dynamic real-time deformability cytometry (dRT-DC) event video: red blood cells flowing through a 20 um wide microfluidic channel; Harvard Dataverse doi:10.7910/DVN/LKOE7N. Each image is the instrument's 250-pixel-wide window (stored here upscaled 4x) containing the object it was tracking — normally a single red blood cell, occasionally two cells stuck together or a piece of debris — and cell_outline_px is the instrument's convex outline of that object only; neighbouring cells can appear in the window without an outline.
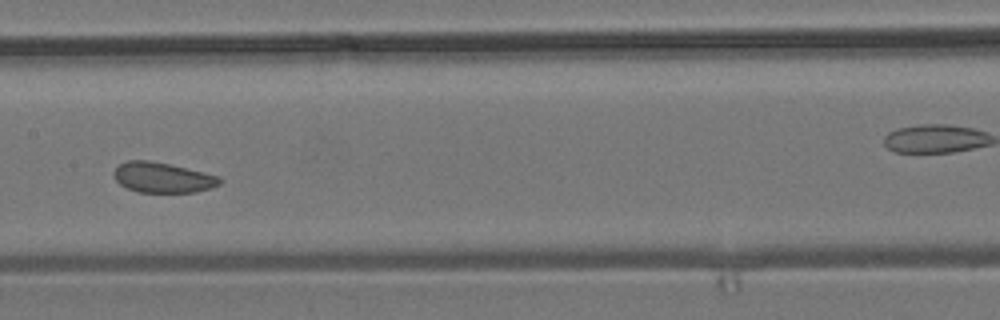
{"species": "common noctule bat (a hibernating species)", "species_latin": "Nyctalus noctula", "temperature_condition": "room temperature", "stored_images_in_passage": 9, "camera_frame_rate_fps": 3000, "um_per_image_px": 0.085, "animal": {"sex": "male", "body_mass_g": 19.2, "forearm_length_mm": 51.8}, "frame": {"image": 1, "passage_image": 6, "time_ms": 1.667, "image_size_px": [1000, 320], "cell_outline_px": [[224, 180], [220, 184], [212, 188], [196, 192], [136, 192], [120, 184], [116, 180], [112, 172], [120, 164], [128, 160], [148, 160], [168, 164], [204, 172], [220, 176]], "centroid_in_image_um": [13.85, 15.1], "position_along_channel_um": 193.5, "area_um2": 18.73}}
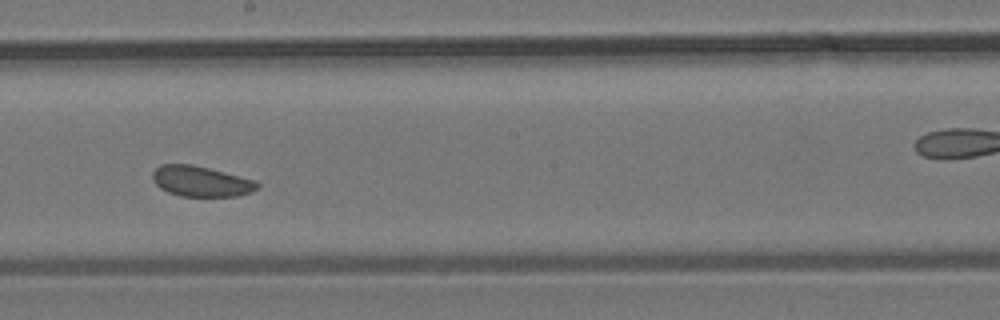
{"frame": {"image": 2, "passage_image": 7, "time_ms": 2.0, "image_size_px": [1000, 320], "cell_outline_px": [[260, 188], [252, 192], [236, 196], [180, 196], [168, 192], [160, 188], [152, 180], [152, 172], [160, 164], [192, 164], [256, 180], [260, 184]], "centroid_in_image_um": [17.09, 15.41], "position_along_channel_um": 231.1, "area_um2": 18.73}}